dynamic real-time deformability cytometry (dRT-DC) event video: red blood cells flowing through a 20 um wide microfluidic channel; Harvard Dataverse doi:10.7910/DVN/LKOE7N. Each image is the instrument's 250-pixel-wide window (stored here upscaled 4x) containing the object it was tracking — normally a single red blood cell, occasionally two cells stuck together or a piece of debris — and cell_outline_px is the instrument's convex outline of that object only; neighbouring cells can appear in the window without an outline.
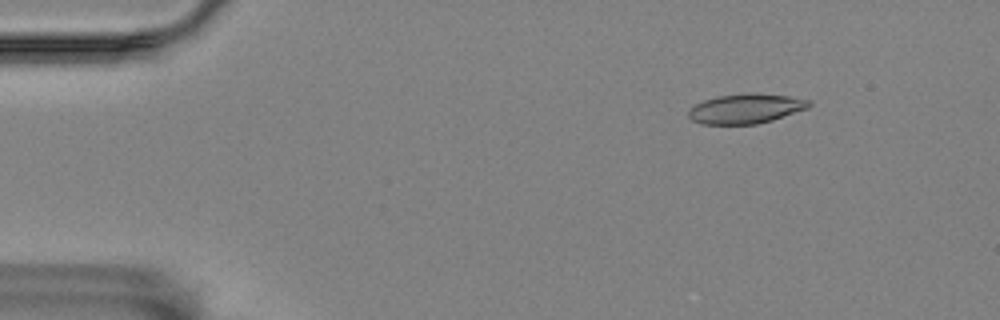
{"species": "Egyptian fruit bat (a non-hibernating species)", "species_latin": "Rousettus aegyptiacus", "temperature_condition": "room temperature", "stored_images_in_passage": 56, "camera_frame_rate_fps": 3000, "um_per_image_px": 0.085, "animal": {"sex": "female"}, "frame": {"image": 1, "passage_image": 7, "time_ms": 2.0, "image_size_px": [1000, 320], "cell_outline_px": [[812, 104], [808, 108], [772, 120], [756, 124], [700, 124], [692, 120], [688, 116], [688, 112], [696, 104], [704, 100], [716, 96], [748, 92], [756, 92], [788, 96], [812, 100]], "centroid_in_image_um": [63.42, 9.22], "position_along_channel_um": 21.6, "area_um2": 21.04}}
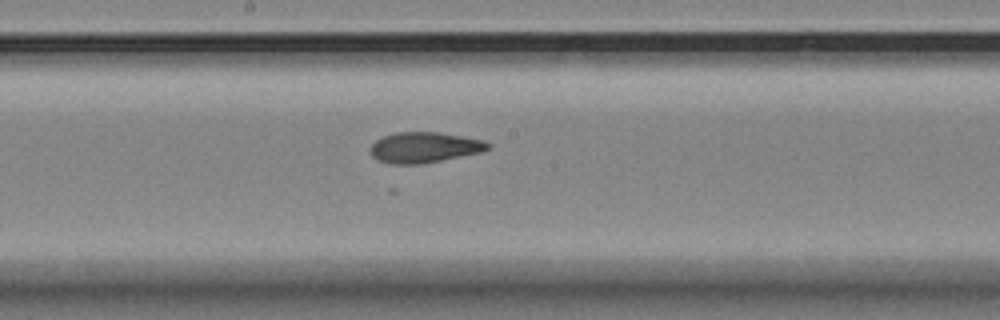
{"frame": {"image": 2, "passage_image": 30, "time_ms": 9.667, "image_size_px": [1000, 320], "cell_outline_px": [[492, 144], [488, 148], [480, 152], [420, 164], [388, 164], [376, 160], [372, 156], [372, 144], [376, 140], [384, 136], [396, 132], [440, 132], [484, 140]], "centroid_in_image_um": [36.05, 12.53], "position_along_channel_um": 212.1, "area_um2": 20.81}}
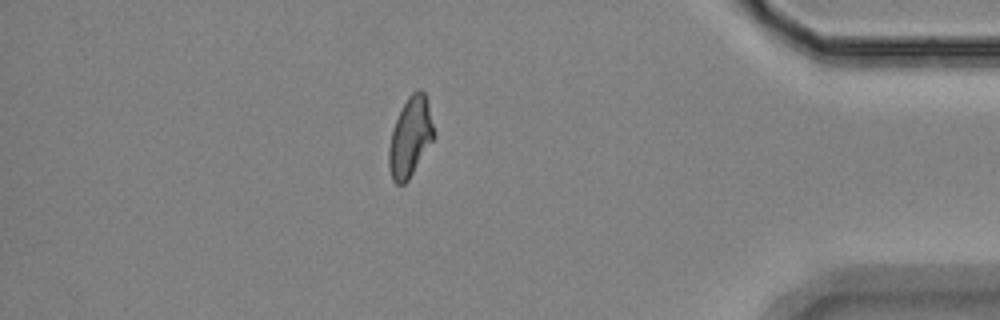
{"frame": {"image": 3, "passage_image": 49, "time_ms": 16.0, "image_size_px": [1000, 320], "cell_outline_px": [[436, 136], [408, 180], [404, 184], [396, 184], [392, 180], [388, 164], [388, 148], [392, 128], [408, 96], [412, 92], [420, 88], [424, 92], [428, 100]], "centroid_in_image_um": [34.88, 11.64], "position_along_channel_um": 400.3, "area_um2": 21.04}, "authors_computed_cell_mechanics": {"area_um2": 21.0392, "velocity_mm_per_s": 3.5194, "shape_relaxation_time_tau1_ms": 8.4748, "shape_relaxation_time_tau2_ms": 3.0752, "deformation_change_tau1": 0.2069, "deformation_change_tau2": 0.09}}